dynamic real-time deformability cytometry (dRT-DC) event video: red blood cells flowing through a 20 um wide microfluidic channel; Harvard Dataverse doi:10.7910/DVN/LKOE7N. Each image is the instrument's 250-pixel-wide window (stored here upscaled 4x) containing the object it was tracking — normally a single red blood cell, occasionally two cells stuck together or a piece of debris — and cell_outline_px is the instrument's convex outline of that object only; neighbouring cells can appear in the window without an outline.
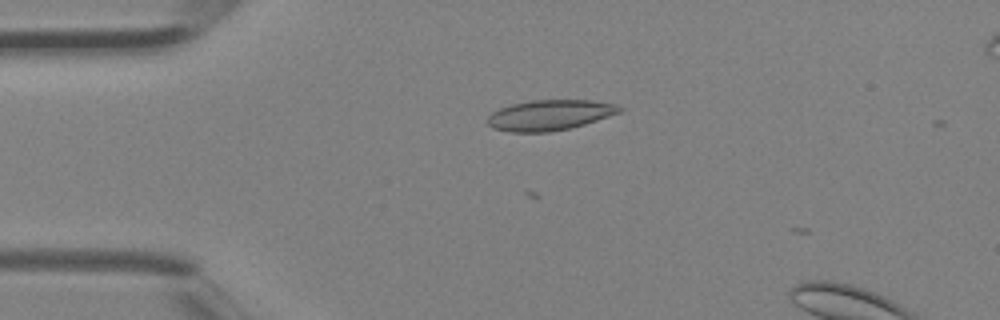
{"species": "Egyptian fruit bat (a non-hibernating species)", "species_latin": "Rousettus aegyptiacus", "temperature_condition": "room temperature", "stored_images_in_passage": 4, "camera_frame_rate_fps": 3000, "um_per_image_px": 0.085, "animal": {"sex": "female"}, "frame": {"image": 1, "passage_image": 3, "time_ms": 0.667, "image_size_px": [1000, 320], "cell_outline_px": [[624, 108], [620, 112], [572, 128], [548, 132], [508, 132], [492, 128], [488, 124], [488, 116], [492, 112], [500, 108], [512, 104], [532, 100], [592, 100], [616, 104]], "centroid_in_image_um": [46.72, 9.78], "position_along_channel_um": 38.3, "area_um2": 23.41}}